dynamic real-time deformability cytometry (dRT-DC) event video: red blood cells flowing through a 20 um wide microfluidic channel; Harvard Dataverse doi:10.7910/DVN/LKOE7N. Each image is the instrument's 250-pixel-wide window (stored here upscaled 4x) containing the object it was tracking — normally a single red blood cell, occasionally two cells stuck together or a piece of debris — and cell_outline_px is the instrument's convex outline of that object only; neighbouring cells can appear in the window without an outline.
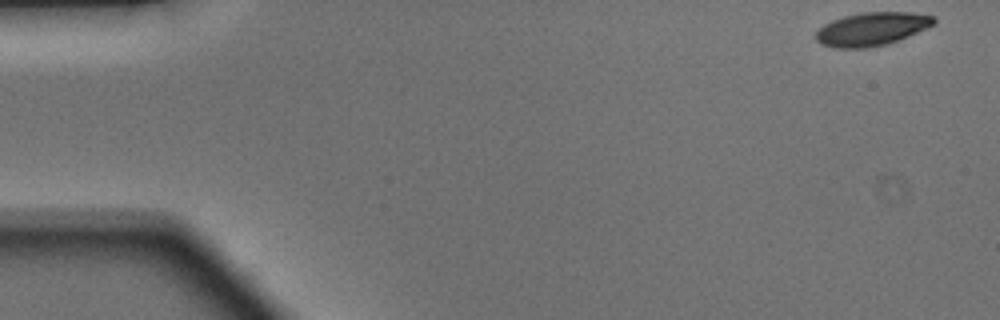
{"species": "Egyptian fruit bat (a non-hibernating species)", "species_latin": "Rousettus aegyptiacus", "temperature_condition": "warm", "stored_images_in_passage": 47, "camera_frame_rate_fps": 3000, "um_per_image_px": 0.085, "animal": {"sex": "male"}, "frame": {"image": 1, "passage_image": 1, "time_ms": 0.0, "image_size_px": [1000, 320], "cell_outline_px": [[936, 24], [908, 36], [888, 44], [868, 48], [832, 48], [820, 44], [816, 40], [816, 32], [824, 24], [832, 20], [844, 16], [864, 12], [912, 12], [932, 16], [936, 20]], "centroid_in_image_um": [74.09, 2.47], "position_along_channel_um": 10.9, "area_um2": 23.0}}
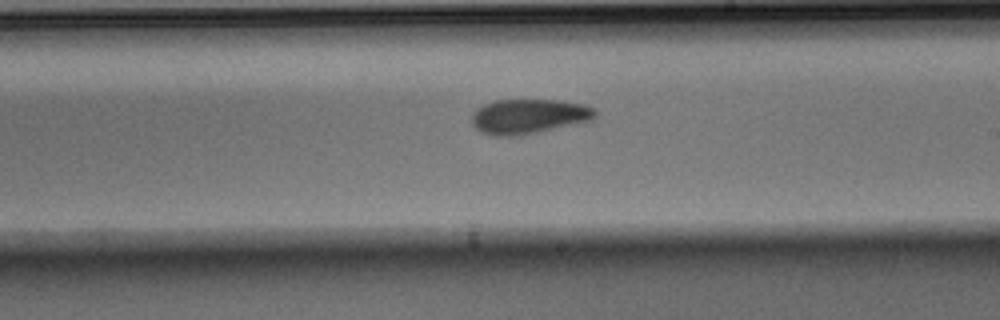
{"frame": {"image": 2, "passage_image": 27, "time_ms": 8.667, "image_size_px": [1000, 320], "cell_outline_px": [[596, 116], [592, 120], [520, 136], [496, 136], [480, 132], [472, 124], [472, 116], [476, 108], [484, 104], [496, 100], [556, 100], [580, 104], [592, 108], [596, 112]], "centroid_in_image_um": [44.9, 9.9], "position_along_channel_um": 244.1, "area_um2": 24.85}}
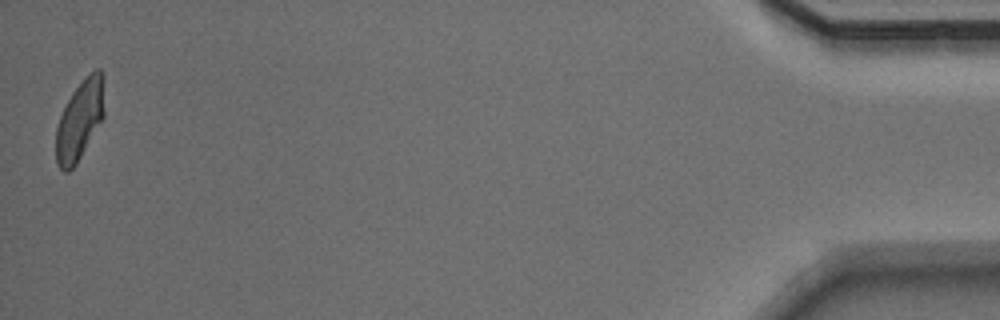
{"frame": {"image": 3, "passage_image": 47, "time_ms": 15.333, "image_size_px": [1000, 320], "cell_outline_px": [[104, 116], [76, 164], [68, 172], [64, 172], [60, 168], [56, 160], [56, 128], [60, 116], [72, 92], [96, 68], [100, 68], [104, 72]], "centroid_in_image_um": [6.8, 10.19], "position_along_channel_um": 428.4, "area_um2": 22.25}, "authors_computed_cell_mechanics": {"area_um2": 23.8714, "velocity_mm_per_s": 4.1481, "shape_relaxation_time_tau1_ms": 3.4365, "shape_relaxation_time_tau2_ms": 2.8029, "deformation_change_tau1": 0.1487, "deformation_change_tau2": 0.0948}}